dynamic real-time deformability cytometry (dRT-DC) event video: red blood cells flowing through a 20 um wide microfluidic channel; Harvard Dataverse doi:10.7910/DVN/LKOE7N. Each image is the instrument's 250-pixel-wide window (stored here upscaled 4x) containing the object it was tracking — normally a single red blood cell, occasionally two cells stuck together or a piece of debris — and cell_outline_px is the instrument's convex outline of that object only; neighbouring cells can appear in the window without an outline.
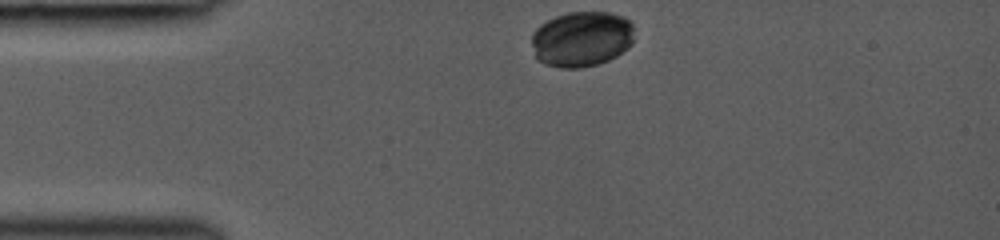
{"species": "common noctule bat (a hibernating species)", "species_latin": "Nyctalus noctula", "temperature_condition": "room temperature", "stored_images_in_passage": 8, "camera_frame_rate_fps": 3000, "um_per_image_px": 0.085, "animal": {"sex": "female", "body_mass_g": 19.0, "forearm_length_mm": 53.3}, "frame": {"image": 1, "passage_image": 1, "time_ms": 0.0, "image_size_px": [1000, 240], "cell_outline_px": [[636, 28], [632, 44], [628, 48], [616, 56], [608, 60], [596, 64], [580, 68], [560, 68], [544, 64], [536, 60], [532, 44], [532, 32], [540, 24], [556, 16], [568, 12], [608, 12], [624, 16], [632, 20]], "centroid_in_image_um": [49.47, 3.3], "position_along_channel_um": 35.5, "area_um2": 33.81}}
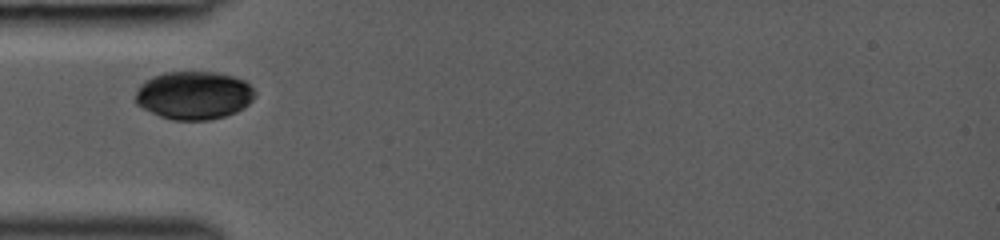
{"frame": {"image": 2, "passage_image": 5, "time_ms": 1.667, "image_size_px": [1000, 240], "cell_outline_px": [[256, 96], [244, 108], [236, 112], [224, 116], [208, 120], [172, 120], [160, 116], [136, 104], [136, 92], [140, 84], [152, 76], [164, 72], [220, 72], [244, 80], [256, 92]], "centroid_in_image_um": [16.49, 8.09], "position_along_channel_um": 68.5, "area_um2": 33.58}}
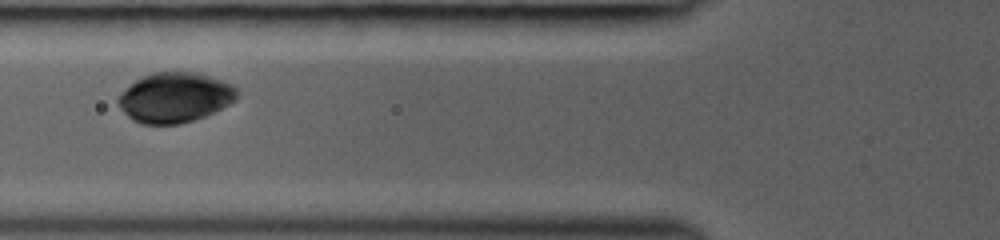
{"frame": {"image": 3, "passage_image": 7, "time_ms": 2.667, "image_size_px": [1000, 240], "cell_outline_px": [[236, 100], [204, 116], [180, 124], [140, 124], [132, 120], [116, 104], [116, 100], [140, 76], [152, 72], [196, 72], [232, 84], [236, 88]], "centroid_in_image_um": [14.83, 8.29], "position_along_channel_um": 111.0, "area_um2": 34.28}}